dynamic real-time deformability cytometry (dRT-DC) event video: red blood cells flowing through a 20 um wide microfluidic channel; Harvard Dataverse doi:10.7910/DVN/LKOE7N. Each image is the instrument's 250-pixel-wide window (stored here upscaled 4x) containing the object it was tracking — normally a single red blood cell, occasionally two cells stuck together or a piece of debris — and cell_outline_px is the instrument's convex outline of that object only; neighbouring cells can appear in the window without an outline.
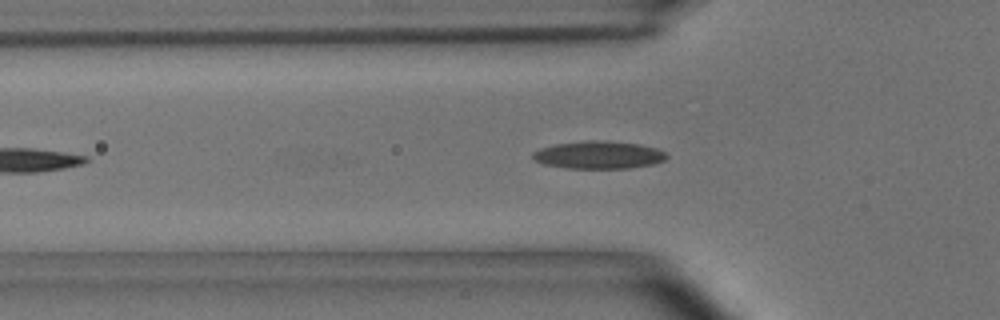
{"species": "common noctule bat (a hibernating species)", "species_latin": "Nyctalus noctula", "temperature_condition": "room temperature", "stored_images_in_passage": 39, "camera_frame_rate_fps": 3000, "um_per_image_px": 0.085, "animal": {"sex": "male", "body_mass_g": 15.6}, "frame": {"image": 1, "passage_image": 17, "time_ms": 5.333, "image_size_px": [1000, 320], "cell_outline_px": [[668, 156], [664, 160], [652, 164], [632, 168], [564, 168], [544, 164], [532, 160], [532, 152], [540, 148], [556, 144], [588, 140], [604, 140], [640, 144], [656, 148], [664, 152]], "centroid_in_image_um": [50.86, 13.17], "position_along_channel_um": 74.9, "area_um2": 21.68}}